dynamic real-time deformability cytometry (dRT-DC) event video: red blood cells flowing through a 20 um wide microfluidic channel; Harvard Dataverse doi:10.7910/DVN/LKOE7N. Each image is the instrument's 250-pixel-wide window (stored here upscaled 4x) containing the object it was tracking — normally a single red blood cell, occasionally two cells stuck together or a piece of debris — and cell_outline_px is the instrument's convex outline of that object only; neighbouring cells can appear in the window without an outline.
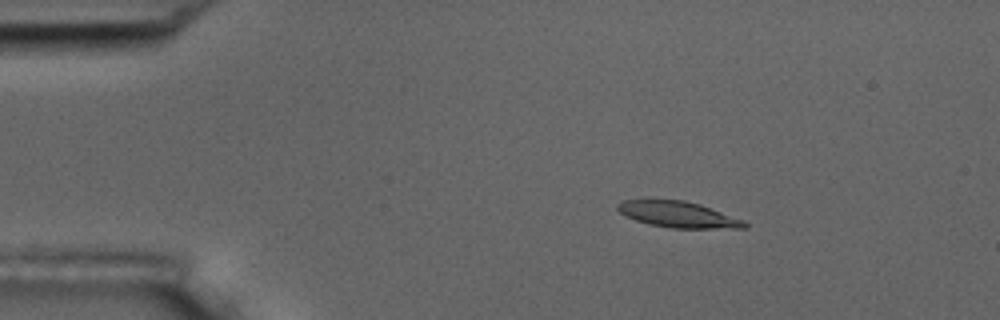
{"species": "common noctule bat (a hibernating species)", "species_latin": "Nyctalus noctula", "temperature_condition": "room temperature", "stored_images_in_passage": 3, "camera_frame_rate_fps": 3000, "um_per_image_px": 0.085, "animal": {"sex": "male", "body_mass_g": 17.5, "forearm_length_mm": 52.3}, "frame": {"image": 1, "passage_image": 1, "time_ms": 0.0, "image_size_px": [1000, 320], "cell_outline_px": [[748, 228], [672, 228], [648, 224], [624, 216], [616, 208], [616, 204], [624, 200], [644, 196], [684, 200], [700, 204], [744, 220], [748, 224]], "centroid_in_image_um": [57.54, 18.18], "position_along_channel_um": 27.5, "area_um2": 20.11}}